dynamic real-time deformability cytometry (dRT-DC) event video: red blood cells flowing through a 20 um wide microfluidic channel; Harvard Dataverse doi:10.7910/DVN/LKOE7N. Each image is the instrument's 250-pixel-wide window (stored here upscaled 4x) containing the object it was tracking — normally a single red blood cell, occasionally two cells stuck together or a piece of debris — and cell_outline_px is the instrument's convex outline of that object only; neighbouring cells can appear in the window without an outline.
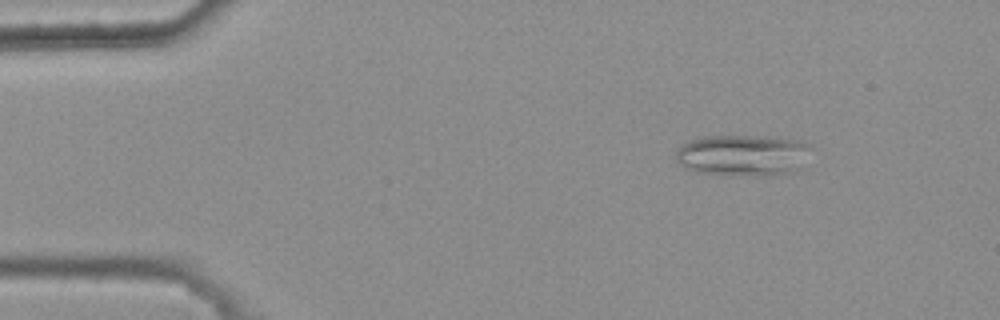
{"species": "common noctule bat (a hibernating species)", "species_latin": "Nyctalus noctula", "temperature_condition": "warm", "stored_images_in_passage": 3, "camera_frame_rate_fps": 3000, "um_per_image_px": 0.085, "animal": {"sex": "female", "body_mass_g": 25.1}, "frame": {"image": 1, "passage_image": 1, "time_ms": 0.0, "image_size_px": [1000, 320], "cell_outline_px": [[812, 144], [796, 168], [792, 172], [700, 172], [688, 168], [676, 160], [676, 148], [692, 140], [704, 136], [768, 136], [804, 140]], "centroid_in_image_um": [63.11, 13.09], "position_along_channel_um": 21.9, "area_um2": 30.63}}